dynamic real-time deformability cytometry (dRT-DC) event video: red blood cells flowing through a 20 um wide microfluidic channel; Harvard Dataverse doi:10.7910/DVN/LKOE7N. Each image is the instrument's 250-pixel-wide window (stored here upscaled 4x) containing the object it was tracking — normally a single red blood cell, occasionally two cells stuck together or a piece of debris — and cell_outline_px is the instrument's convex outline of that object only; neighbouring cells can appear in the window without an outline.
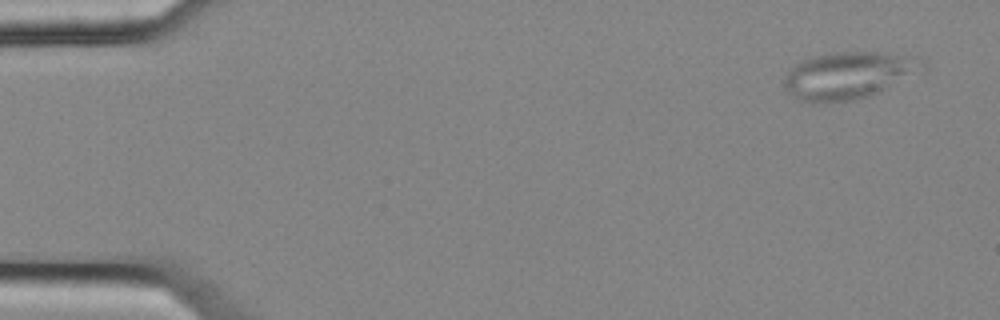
{"species": "common noctule bat (a hibernating species)", "species_latin": "Nyctalus noctula", "temperature_condition": "cold", "stored_images_in_passage": 5, "camera_frame_rate_fps": 3000, "um_per_image_px": 0.085, "animal": {"sex": "female", "body_mass_g": 25.1}, "frame": {"image": 1, "passage_image": 1, "time_ms": 0.0, "image_size_px": [1000, 320], "cell_outline_px": [[916, 60], [904, 72], [880, 92], [868, 96], [852, 100], [820, 104], [812, 104], [788, 92], [784, 88], [784, 76], [800, 60], [812, 56], [836, 52], [888, 52], [916, 56]], "centroid_in_image_um": [71.8, 6.42], "position_along_channel_um": 13.2, "area_um2": 35.89}}